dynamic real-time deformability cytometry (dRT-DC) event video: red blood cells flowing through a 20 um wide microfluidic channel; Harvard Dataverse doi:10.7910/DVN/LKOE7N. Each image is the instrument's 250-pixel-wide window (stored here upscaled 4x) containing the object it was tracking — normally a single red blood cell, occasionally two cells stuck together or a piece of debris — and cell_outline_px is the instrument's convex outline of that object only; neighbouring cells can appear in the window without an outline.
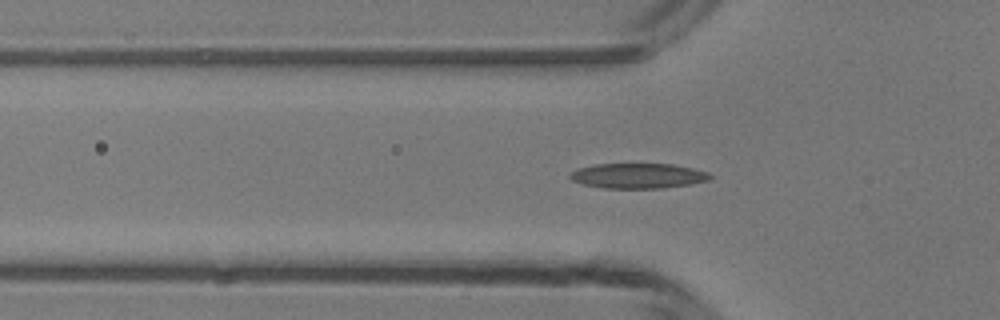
{"species": "common noctule bat (a hibernating species)", "species_latin": "Nyctalus noctula", "temperature_condition": "room temperature", "stored_images_in_passage": 36, "segment_of_instrument_passage": [1, 2], "camera_frame_rate_fps": 3000, "um_per_image_px": 0.085, "animal": {"sex": "male", "body_mass_g": 13.3}, "frame": {"image": 1, "passage_image": 2, "time_ms": 0.333, "image_size_px": [1000, 320], "cell_outline_px": [[712, 176], [708, 180], [688, 184], [664, 188], [604, 188], [584, 184], [572, 180], [568, 176], [576, 168], [596, 164], [672, 164], [692, 168], [708, 172]], "centroid_in_image_um": [54.21, 14.94], "position_along_channel_um": 71.6, "area_um2": 20.35}}
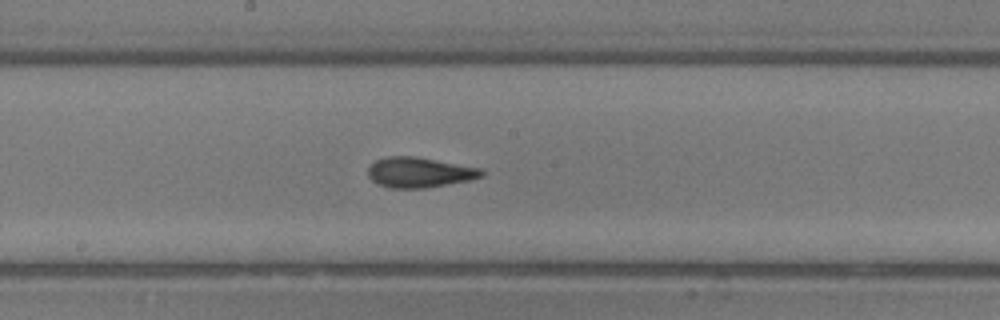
{"frame": {"image": 2, "passage_image": 12, "time_ms": 3.667, "image_size_px": [1000, 320], "cell_outline_px": [[484, 176], [468, 180], [424, 188], [388, 188], [372, 180], [368, 176], [368, 168], [376, 160], [388, 156], [416, 156], [484, 168]], "centroid_in_image_um": [35.68, 14.64], "position_along_channel_um": 212.5, "area_um2": 20.06}}
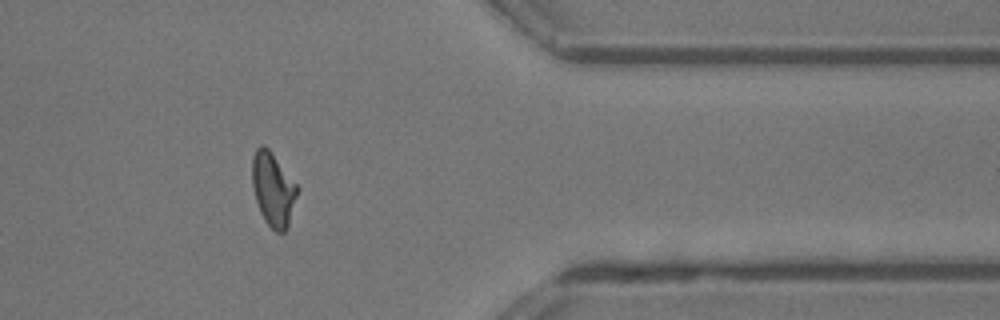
{"frame": {"image": 3, "passage_image": 26, "time_ms": 8.333, "image_size_px": [1000, 320], "cell_outline_px": [[300, 188], [288, 228], [284, 232], [276, 232], [264, 220], [260, 212], [256, 200], [252, 184], [252, 156], [256, 148], [260, 144], [264, 144], [268, 148]], "centroid_in_image_um": [23.23, 16.09], "position_along_channel_um": 388.2, "area_um2": 19.59}}